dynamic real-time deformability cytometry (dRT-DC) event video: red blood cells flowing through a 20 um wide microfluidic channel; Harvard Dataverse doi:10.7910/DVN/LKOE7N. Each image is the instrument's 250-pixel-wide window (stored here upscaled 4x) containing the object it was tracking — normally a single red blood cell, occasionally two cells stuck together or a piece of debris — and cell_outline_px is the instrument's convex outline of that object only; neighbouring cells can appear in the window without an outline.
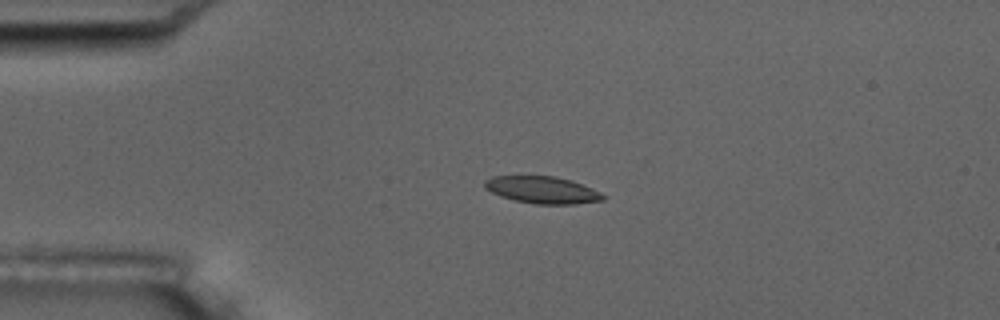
{"species": "common noctule bat (a hibernating species)", "species_latin": "Nyctalus noctula", "temperature_condition": "room temperature", "stored_images_in_passage": 3, "camera_frame_rate_fps": 3000, "um_per_image_px": 0.085, "animal": {"sex": "male", "body_mass_g": 17.5, "forearm_length_mm": 52.3}, "frame": {"image": 1, "passage_image": 2, "time_ms": 1.333, "image_size_px": [1000, 320], "cell_outline_px": [[604, 200], [576, 204], [536, 204], [516, 200], [500, 196], [484, 188], [484, 180], [492, 176], [556, 176], [572, 180], [592, 188], [600, 192], [604, 196]], "centroid_in_image_um": [46.09, 16.13], "position_along_channel_um": 38.9, "area_um2": 18.67}}